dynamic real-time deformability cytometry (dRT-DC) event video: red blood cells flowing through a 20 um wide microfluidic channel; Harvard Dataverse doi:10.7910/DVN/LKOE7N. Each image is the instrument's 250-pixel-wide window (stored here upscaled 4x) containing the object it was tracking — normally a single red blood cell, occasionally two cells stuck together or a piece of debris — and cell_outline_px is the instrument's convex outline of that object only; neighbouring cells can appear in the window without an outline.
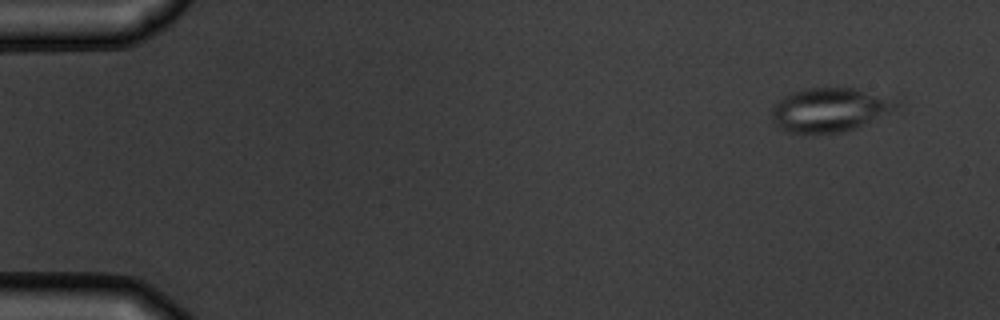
{"species": "common noctule bat (a hibernating species)", "species_latin": "Nyctalus noctula", "temperature_condition": "warm", "stored_images_in_passage": 6, "camera_frame_rate_fps": 3000, "um_per_image_px": 0.085, "animal": {"sex": "male", "body_mass_g": 19.5, "forearm_length_mm": 54.6}, "frame": {"image": 1, "passage_image": 1, "time_ms": 0.0, "image_size_px": [1000, 320], "cell_outline_px": [[904, 96], [900, 108], [856, 128], [844, 132], [816, 136], [784, 132], [772, 120], [772, 104], [792, 92], [804, 88], [856, 88]], "centroid_in_image_um": [70.66, 9.33], "position_along_channel_um": 14.3, "area_um2": 33.81}}